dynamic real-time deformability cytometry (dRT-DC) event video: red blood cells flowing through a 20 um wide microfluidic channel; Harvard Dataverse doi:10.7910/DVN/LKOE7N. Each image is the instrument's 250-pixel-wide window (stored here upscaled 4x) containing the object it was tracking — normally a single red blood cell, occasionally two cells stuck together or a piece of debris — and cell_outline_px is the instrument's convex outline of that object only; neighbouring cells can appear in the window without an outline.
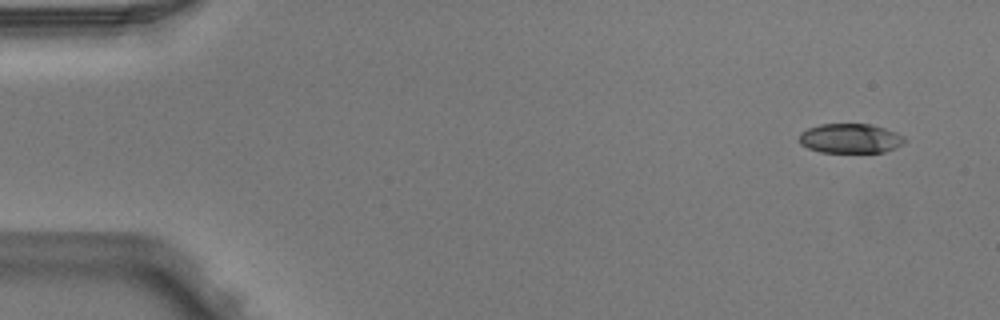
{"species": "Egyptian fruit bat (a non-hibernating species)", "species_latin": "Rousettus aegyptiacus", "temperature_condition": "warm", "stored_images_in_passage": 4, "camera_frame_rate_fps": 3000, "um_per_image_px": 0.085, "animal": {"sex": "male"}, "frame": {"image": 1, "passage_image": 1, "time_ms": 0.0, "image_size_px": [1000, 320], "cell_outline_px": [[908, 140], [884, 152], [820, 152], [808, 148], [800, 144], [796, 140], [800, 132], [808, 128], [820, 124], [872, 124], [896, 132], [904, 136]], "centroid_in_image_um": [72.22, 11.76], "position_along_channel_um": 12.8, "area_um2": 18.26}}
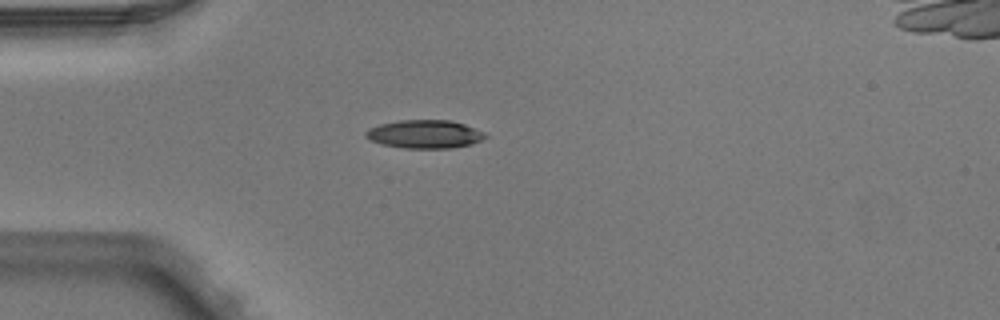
{"frame": {"image": 2, "passage_image": 4, "time_ms": 1.0, "image_size_px": [1000, 320], "cell_outline_px": [[488, 136], [472, 144], [452, 148], [400, 148], [380, 144], [364, 136], [364, 132], [368, 128], [380, 124], [400, 120], [452, 120], [464, 124], [484, 132]], "centroid_in_image_um": [36.08, 11.4], "position_along_channel_um": 48.9, "area_um2": 19.83}}